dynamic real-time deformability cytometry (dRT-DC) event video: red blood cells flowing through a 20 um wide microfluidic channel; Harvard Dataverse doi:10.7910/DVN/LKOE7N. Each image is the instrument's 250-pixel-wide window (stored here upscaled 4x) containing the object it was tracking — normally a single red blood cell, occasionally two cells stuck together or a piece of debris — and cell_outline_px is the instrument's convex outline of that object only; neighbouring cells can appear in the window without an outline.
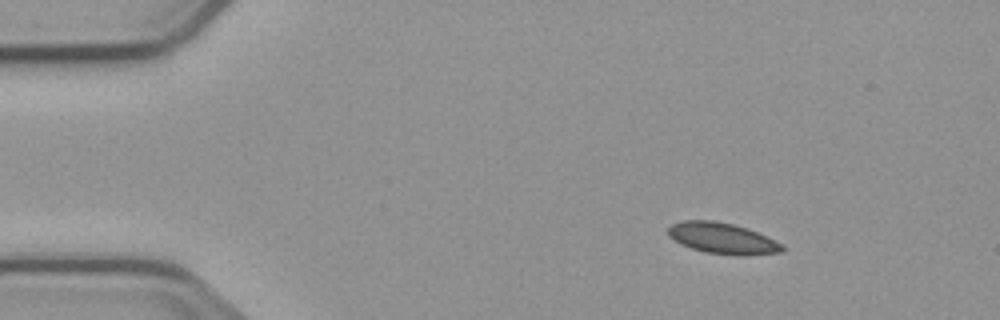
{"species": "common noctule bat (a hibernating species)", "species_latin": "Nyctalus noctula", "temperature_condition": "cold", "stored_images_in_passage": 6, "camera_frame_rate_fps": 3000, "um_per_image_px": 0.085, "animal": {"sex": "male", "body_mass_g": 23.1, "forearm_length_mm": 52.7}, "frame": {"image": 1, "passage_image": 1, "time_ms": 0.0, "image_size_px": [1000, 320], "cell_outline_px": [[784, 252], [744, 256], [740, 256], [704, 252], [680, 244], [668, 236], [668, 228], [672, 224], [684, 220], [712, 220], [732, 224], [748, 228], [768, 236], [784, 244]], "centroid_in_image_um": [61.45, 20.26], "position_along_channel_um": 23.5, "area_um2": 20.92}}
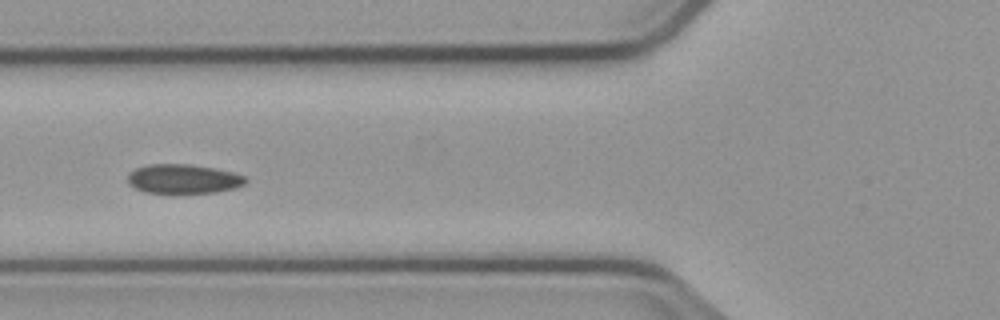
{"frame": {"image": 2, "passage_image": 5, "time_ms": 4.333, "image_size_px": [1000, 320], "cell_outline_px": [[248, 180], [244, 184], [236, 188], [216, 192], [176, 196], [168, 196], [144, 192], [128, 184], [128, 176], [136, 168], [148, 164], [188, 164], [212, 168], [232, 172], [244, 176]], "centroid_in_image_um": [15.56, 15.27], "position_along_channel_um": 110.2, "area_um2": 20.92}}
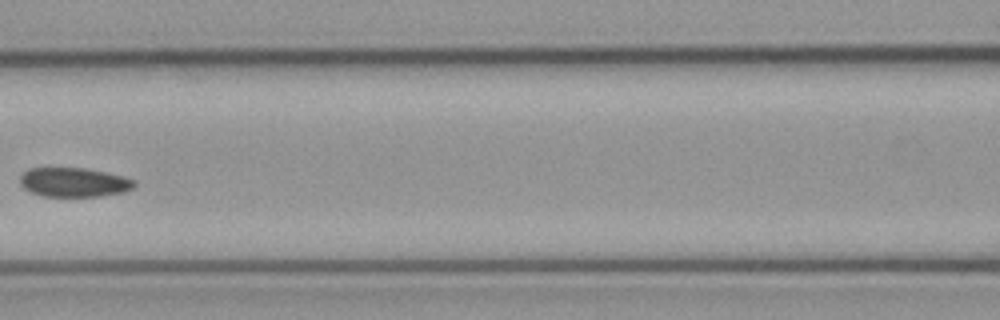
{"frame": {"image": 3, "passage_image": 6, "time_ms": 5.667, "image_size_px": [1000, 320], "cell_outline_px": [[136, 184], [132, 188], [124, 192], [100, 196], [44, 196], [32, 192], [24, 188], [20, 184], [20, 176], [28, 168], [84, 168], [124, 176], [136, 180]], "centroid_in_image_um": [6.3, 15.49], "position_along_channel_um": 160.3, "area_um2": 19.42}}